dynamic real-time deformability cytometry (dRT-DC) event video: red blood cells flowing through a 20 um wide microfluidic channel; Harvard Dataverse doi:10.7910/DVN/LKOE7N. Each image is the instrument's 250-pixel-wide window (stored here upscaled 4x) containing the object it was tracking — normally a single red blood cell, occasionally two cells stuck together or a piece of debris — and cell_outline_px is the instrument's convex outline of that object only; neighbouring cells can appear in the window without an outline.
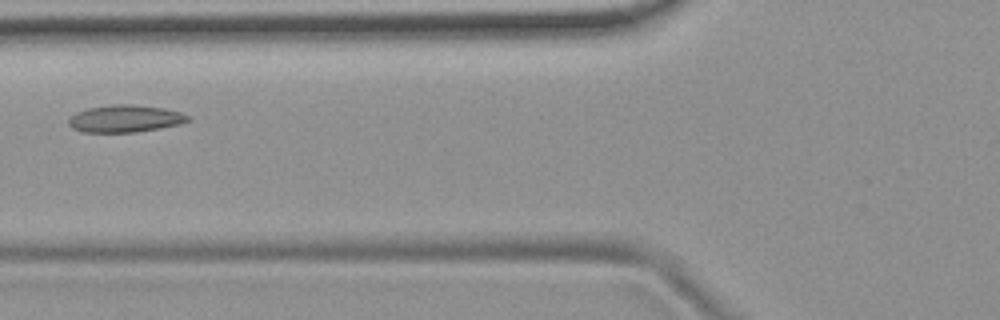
{"species": "common noctule bat (a hibernating species)", "species_latin": "Nyctalus noctula", "temperature_condition": "room temperature", "stored_images_in_passage": 7, "camera_frame_rate_fps": 3000, "um_per_image_px": 0.085, "animal": {"sex": "female", "body_mass_g": 19.9}, "frame": {"image": 1, "passage_image": 4, "time_ms": 3.667, "image_size_px": [1000, 320], "cell_outline_px": [[192, 120], [180, 124], [160, 128], [136, 132], [84, 132], [72, 128], [68, 124], [68, 116], [76, 112], [88, 108], [112, 104], [132, 104], [164, 108], [180, 112], [188, 116]], "centroid_in_image_um": [10.61, 10.08], "position_along_channel_um": 115.2, "area_um2": 19.07}}
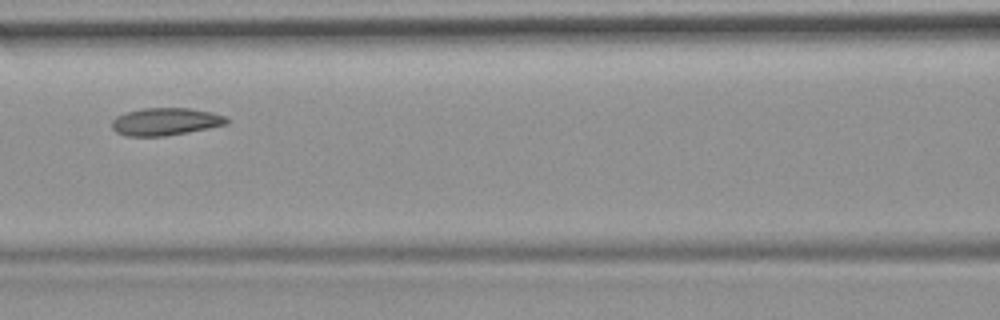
{"frame": {"image": 2, "passage_image": 5, "time_ms": 4.667, "image_size_px": [1000, 320], "cell_outline_px": [[228, 124], [208, 128], [164, 136], [124, 136], [116, 132], [112, 128], [112, 120], [116, 116], [128, 112], [144, 108], [192, 108], [212, 112], [224, 116], [228, 120]], "centroid_in_image_um": [14.05, 10.33], "position_along_channel_um": 152.5, "area_um2": 18.32}}